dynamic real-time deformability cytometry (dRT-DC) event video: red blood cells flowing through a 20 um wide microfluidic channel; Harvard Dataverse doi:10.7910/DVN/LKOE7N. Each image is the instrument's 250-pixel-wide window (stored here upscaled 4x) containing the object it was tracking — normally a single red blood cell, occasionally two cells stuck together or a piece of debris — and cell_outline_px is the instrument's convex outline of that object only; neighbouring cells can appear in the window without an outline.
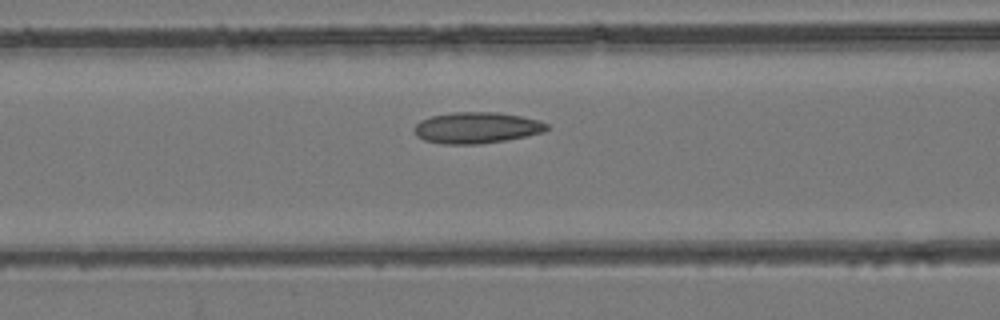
{"species": "common noctule bat (a hibernating species)", "species_latin": "Nyctalus noctula", "temperature_condition": "room temperature", "stored_images_in_passage": 20, "camera_frame_rate_fps": 3000, "um_per_image_px": 0.085, "animal": {"sex": "female", "body_mass_g": 24.6, "forearm_length_mm": 56.2}, "frame": {"image": 1, "passage_image": 16, "time_ms": 5.0, "image_size_px": [1000, 320], "cell_outline_px": [[548, 128], [544, 132], [504, 140], [480, 144], [444, 144], [424, 140], [416, 136], [416, 124], [420, 120], [432, 116], [452, 112], [496, 112], [520, 116], [540, 120], [548, 124]], "centroid_in_image_um": [40.52, 10.85], "position_along_channel_um": 126.1, "area_um2": 23.93}}
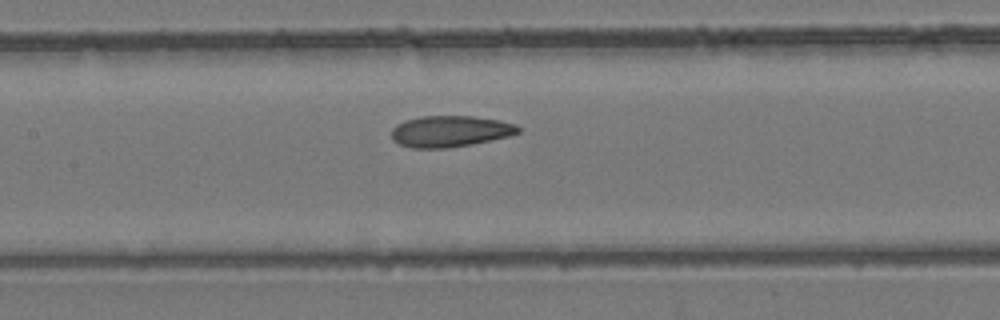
{"frame": {"image": 2, "passage_image": 19, "time_ms": 6.0, "image_size_px": [1000, 320], "cell_outline_px": [[520, 132], [508, 136], [448, 148], [412, 148], [400, 144], [392, 140], [392, 128], [396, 124], [404, 120], [424, 116], [472, 116], [496, 120], [516, 124], [520, 128]], "centroid_in_image_um": [38.21, 11.15], "position_along_channel_um": 169.2, "area_um2": 22.83}}